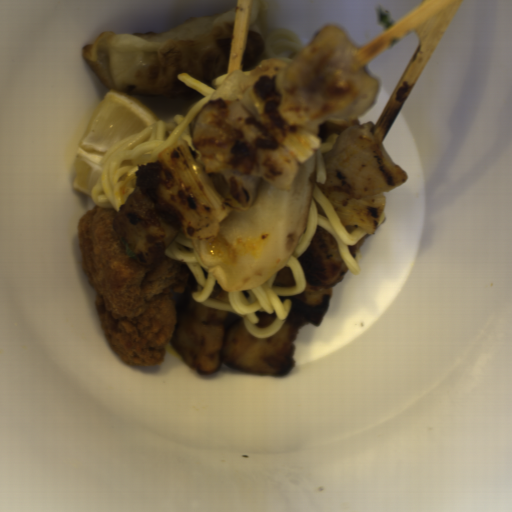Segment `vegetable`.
<instances>
[{"label": "vegetable", "mask_w": 512, "mask_h": 512, "mask_svg": "<svg viewBox=\"0 0 512 512\" xmlns=\"http://www.w3.org/2000/svg\"><path fill=\"white\" fill-rule=\"evenodd\" d=\"M138 188L150 198L161 217L188 238H216L231 209L216 191L190 145L178 140L160 152L154 162L138 165Z\"/></svg>", "instance_id": "obj_1"}, {"label": "vegetable", "mask_w": 512, "mask_h": 512, "mask_svg": "<svg viewBox=\"0 0 512 512\" xmlns=\"http://www.w3.org/2000/svg\"><path fill=\"white\" fill-rule=\"evenodd\" d=\"M332 296L331 288L320 289L314 292H306L304 288L301 293L295 296L279 297L282 302L286 299L291 301L292 310H295L303 320L316 327H320L327 313Z\"/></svg>", "instance_id": "obj_4"}, {"label": "vegetable", "mask_w": 512, "mask_h": 512, "mask_svg": "<svg viewBox=\"0 0 512 512\" xmlns=\"http://www.w3.org/2000/svg\"><path fill=\"white\" fill-rule=\"evenodd\" d=\"M277 75H260L244 93L241 103L266 130L288 148L299 163H304L321 148L320 138L302 126L289 124L279 107L282 95L276 88Z\"/></svg>", "instance_id": "obj_2"}, {"label": "vegetable", "mask_w": 512, "mask_h": 512, "mask_svg": "<svg viewBox=\"0 0 512 512\" xmlns=\"http://www.w3.org/2000/svg\"><path fill=\"white\" fill-rule=\"evenodd\" d=\"M297 286V279L289 266H285L274 275V287Z\"/></svg>", "instance_id": "obj_5"}, {"label": "vegetable", "mask_w": 512, "mask_h": 512, "mask_svg": "<svg viewBox=\"0 0 512 512\" xmlns=\"http://www.w3.org/2000/svg\"><path fill=\"white\" fill-rule=\"evenodd\" d=\"M319 189L329 200L344 226H358L368 235L375 233L387 203L386 195L380 192L363 198H350L345 192H328L321 187Z\"/></svg>", "instance_id": "obj_3"}]
</instances>
